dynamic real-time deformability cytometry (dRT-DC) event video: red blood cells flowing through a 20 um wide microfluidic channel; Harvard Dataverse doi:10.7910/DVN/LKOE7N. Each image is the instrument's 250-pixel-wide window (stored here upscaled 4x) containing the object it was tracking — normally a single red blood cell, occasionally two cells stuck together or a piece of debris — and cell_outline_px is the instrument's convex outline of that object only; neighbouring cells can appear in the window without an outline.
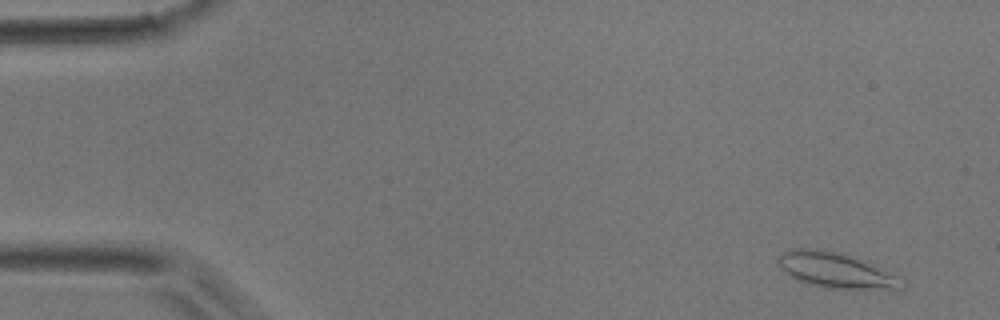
{"species": "common noctule bat (a hibernating species)", "species_latin": "Nyctalus noctula", "temperature_condition": "room temperature", "stored_images_in_passage": 47, "camera_frame_rate_fps": 3000, "um_per_image_px": 0.085, "animal": {"sex": "male", "body_mass_g": 17.9}, "frame": {"image": 1, "passage_image": 3, "time_ms": 0.667, "image_size_px": [1000, 320], "cell_outline_px": [[908, 284], [904, 288], [824, 288], [808, 284], [792, 276], [780, 268], [776, 260], [780, 252], [792, 248], [816, 248], [840, 252], [856, 256], [904, 280]], "centroid_in_image_um": [71.0, 22.94], "position_along_channel_um": 14.0, "area_um2": 25.49}}
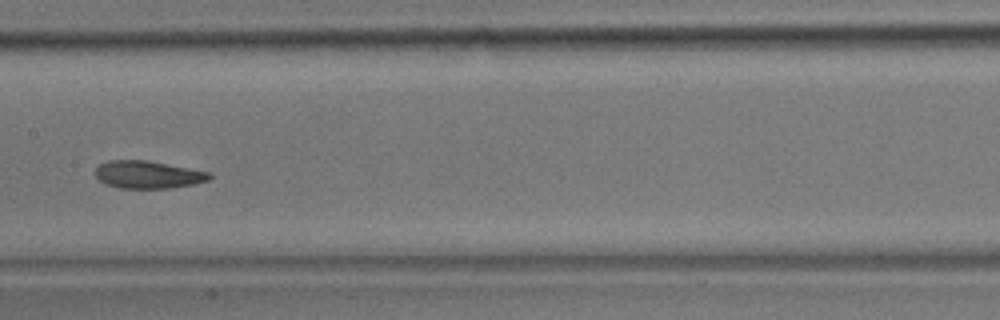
{"frame": {"image": 2, "passage_image": 24, "time_ms": 7.667, "image_size_px": [1000, 320], "cell_outline_px": [[212, 176], [208, 180], [192, 184], [172, 188], [120, 188], [104, 184], [96, 176], [96, 168], [100, 164], [108, 160], [148, 160], [212, 172]], "centroid_in_image_um": [12.59, 14.84], "position_along_channel_um": 194.8, "area_um2": 18.44}}
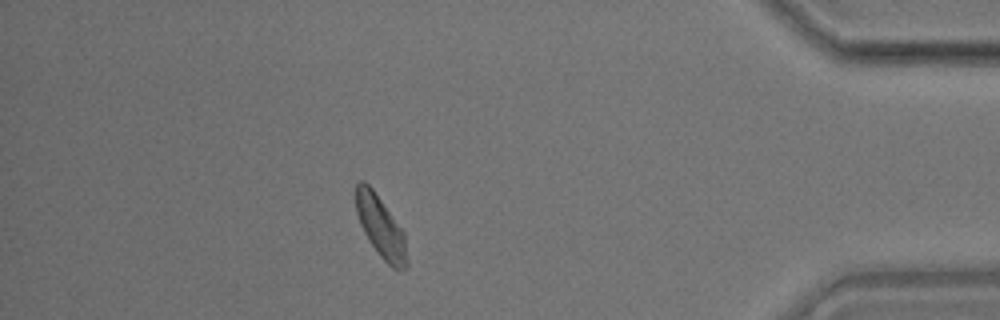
{"frame": {"image": 3, "passage_image": 42, "time_ms": 13.667, "image_size_px": [1000, 320], "cell_outline_px": [[408, 264], [400, 272], [392, 268], [380, 256], [368, 240], [360, 224], [356, 212], [356, 184], [360, 180], [364, 180], [372, 188], [404, 232], [408, 260]], "centroid_in_image_um": [32.37, 19.32], "position_along_channel_um": 402.8, "area_um2": 18.26}}